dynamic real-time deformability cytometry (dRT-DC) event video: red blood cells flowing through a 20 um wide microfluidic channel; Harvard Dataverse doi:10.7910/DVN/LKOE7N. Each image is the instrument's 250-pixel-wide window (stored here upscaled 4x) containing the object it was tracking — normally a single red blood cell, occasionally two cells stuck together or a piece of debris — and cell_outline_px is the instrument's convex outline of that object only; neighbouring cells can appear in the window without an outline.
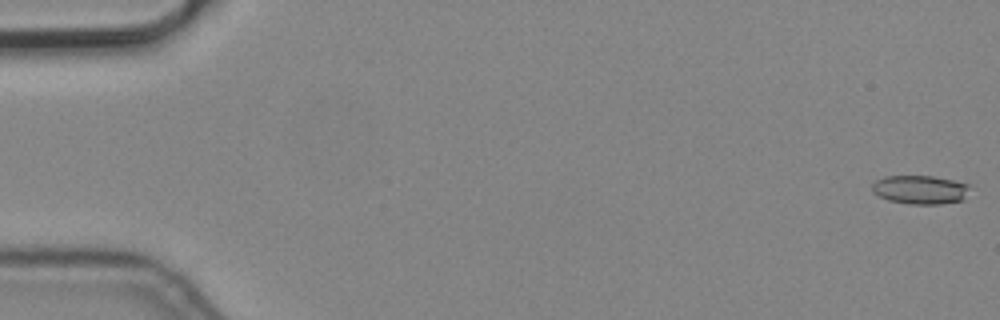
{"species": "common noctule bat (a hibernating species)", "species_latin": "Nyctalus noctula", "temperature_condition": "cold", "stored_images_in_passage": 10, "camera_frame_rate_fps": 3000, "um_per_image_px": 0.085, "animal": {"sex": "male", "body_mass_g": 19.2, "forearm_length_mm": 51.8}, "frame": {"image": 1, "passage_image": 1, "time_ms": 0.0, "image_size_px": [1000, 320], "cell_outline_px": [[968, 188], [964, 200], [940, 204], [908, 204], [888, 200], [872, 192], [872, 184], [876, 180], [884, 176], [932, 176], [952, 180], [968, 184]], "centroid_in_image_um": [78.18, 16.12], "position_along_channel_um": 6.8, "area_um2": 16.3}}
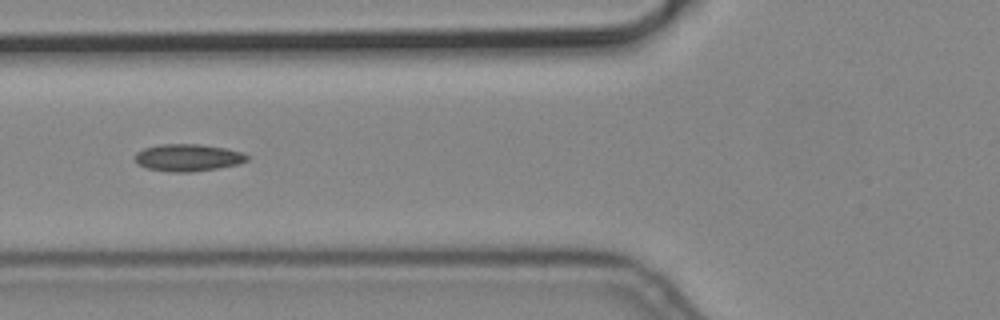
{"frame": {"image": 2, "passage_image": 7, "time_ms": 2.0, "image_size_px": [1000, 320], "cell_outline_px": [[252, 156], [248, 160], [240, 164], [192, 172], [172, 172], [148, 168], [140, 164], [136, 160], [136, 152], [144, 148], [160, 144], [200, 144], [228, 148], [244, 152]], "centroid_in_image_um": [16.07, 13.38], "position_along_channel_um": 109.7, "area_um2": 17.86}}
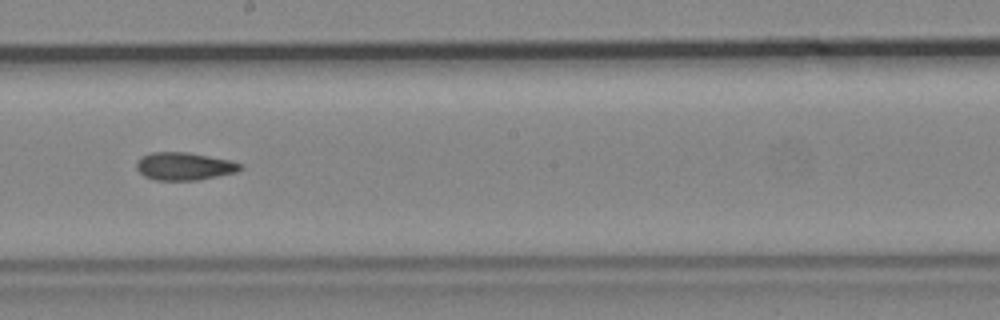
{"frame": {"image": 3, "passage_image": 10, "time_ms": 3.0, "image_size_px": [1000, 320], "cell_outline_px": [[244, 168], [236, 172], [200, 180], [156, 180], [144, 176], [136, 168], [136, 164], [140, 156], [152, 152], [188, 152], [232, 160], [244, 164]], "centroid_in_image_um": [15.7, 14.12], "position_along_channel_um": 232.5, "area_um2": 17.05}}